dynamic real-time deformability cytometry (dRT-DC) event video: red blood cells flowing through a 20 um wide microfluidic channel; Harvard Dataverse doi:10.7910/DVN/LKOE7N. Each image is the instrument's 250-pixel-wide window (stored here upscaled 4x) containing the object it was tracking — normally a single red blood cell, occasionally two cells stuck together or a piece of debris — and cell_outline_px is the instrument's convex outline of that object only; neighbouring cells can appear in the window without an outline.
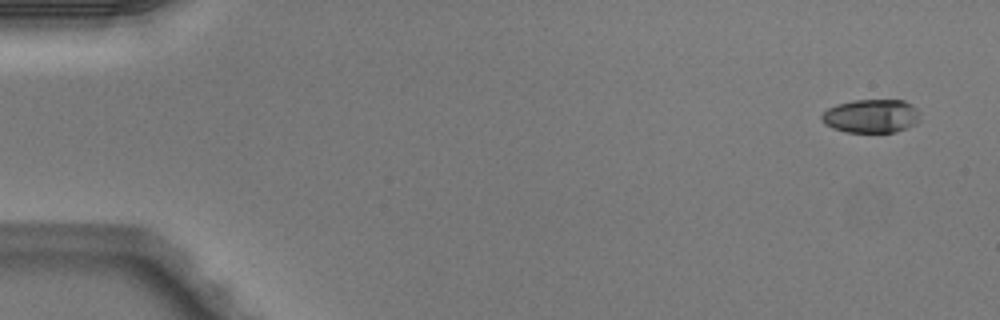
{"species": "Egyptian fruit bat (a non-hibernating species)", "species_latin": "Rousettus aegyptiacus", "temperature_condition": "warm", "stored_images_in_passage": 7, "camera_frame_rate_fps": 3000, "um_per_image_px": 0.085, "animal": {"sex": "male"}, "frame": {"image": 1, "passage_image": 1, "time_ms": 0.0, "image_size_px": [1000, 320], "cell_outline_px": [[920, 120], [916, 124], [896, 132], [844, 132], [832, 128], [824, 124], [820, 116], [828, 108], [836, 104], [852, 100], [904, 100], [912, 104], [916, 108]], "centroid_in_image_um": [74.04, 9.86], "position_along_channel_um": 11.0, "area_um2": 19.42}}
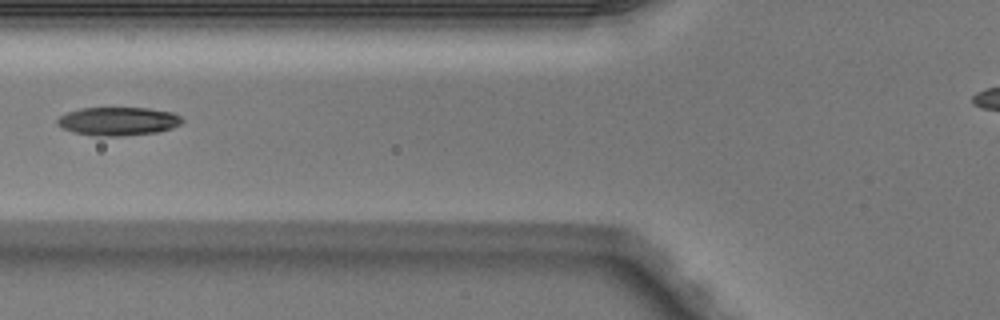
{"frame": {"image": 2, "passage_image": 6, "time_ms": 1.667, "image_size_px": [1000, 320], "cell_outline_px": [[184, 120], [180, 124], [172, 128], [156, 132], [124, 136], [92, 136], [72, 132], [56, 124], [56, 120], [60, 116], [68, 112], [80, 108], [148, 108], [172, 112], [180, 116]], "centroid_in_image_um": [10.03, 10.31], "position_along_channel_um": 115.8, "area_um2": 20.75}}
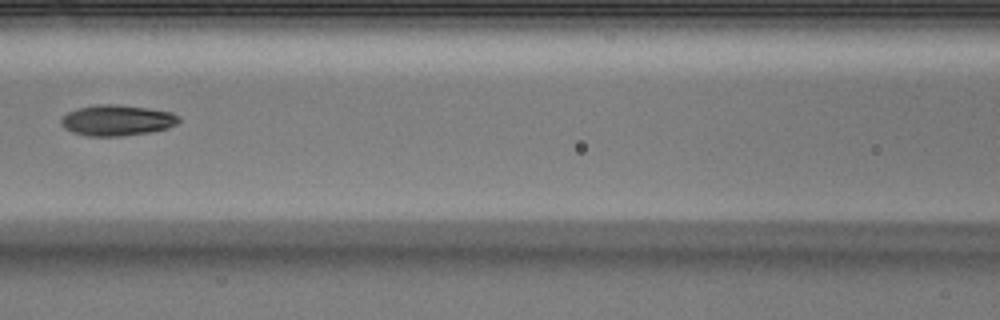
{"frame": {"image": 3, "passage_image": 7, "time_ms": 2.0, "image_size_px": [1000, 320], "cell_outline_px": [[180, 120], [176, 124], [168, 128], [148, 132], [120, 136], [88, 136], [72, 132], [64, 128], [60, 124], [60, 120], [68, 112], [76, 108], [96, 104], [116, 104], [172, 112], [180, 116]], "centroid_in_image_um": [9.92, 10.22], "position_along_channel_um": 156.7, "area_um2": 21.1}}